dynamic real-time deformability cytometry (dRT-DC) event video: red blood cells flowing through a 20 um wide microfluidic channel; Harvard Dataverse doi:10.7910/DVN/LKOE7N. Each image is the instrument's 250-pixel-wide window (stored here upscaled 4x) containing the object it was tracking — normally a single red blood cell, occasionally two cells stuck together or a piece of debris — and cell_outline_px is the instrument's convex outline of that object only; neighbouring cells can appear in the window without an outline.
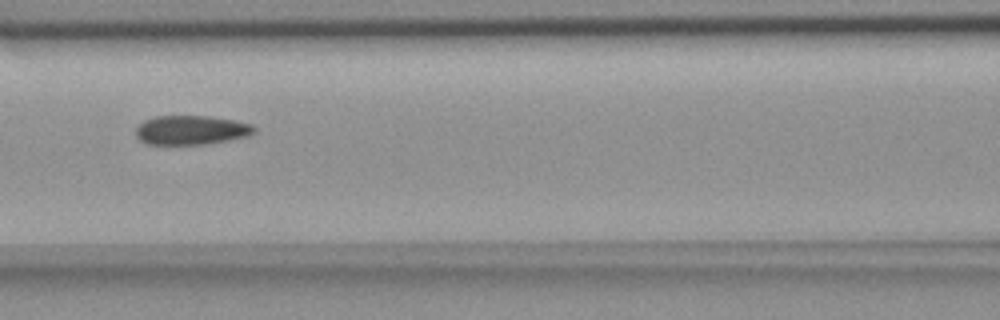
{"species": "common noctule bat (a hibernating species)", "species_latin": "Nyctalus noctula", "temperature_condition": "room temperature", "stored_images_in_passage": 7, "camera_frame_rate_fps": 3000, "um_per_image_px": 0.085, "animal": {"sex": "female", "body_mass_g": 18.4}, "frame": {"image": 1, "passage_image": 3, "time_ms": 2.333, "image_size_px": [1000, 320], "cell_outline_px": [[256, 132], [248, 136], [228, 140], [204, 144], [148, 144], [140, 140], [136, 136], [136, 128], [144, 120], [156, 116], [208, 116], [232, 120], [252, 124], [256, 128]], "centroid_in_image_um": [16.26, 11.05], "position_along_channel_um": 150.3, "area_um2": 20.06}}
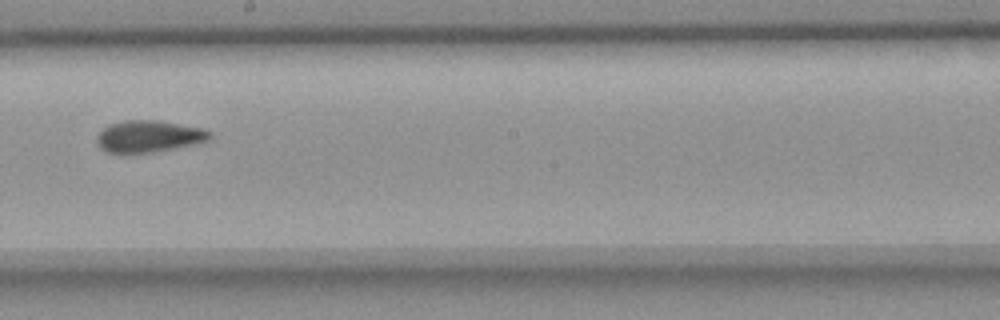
{"frame": {"image": 2, "passage_image": 5, "time_ms": 4.667, "image_size_px": [1000, 320], "cell_outline_px": [[212, 136], [208, 140], [192, 144], [152, 152], [104, 152], [100, 148], [96, 140], [96, 136], [108, 124], [124, 120], [156, 120], [200, 128], [212, 132]], "centroid_in_image_um": [12.6, 11.57], "position_along_channel_um": 235.6, "area_um2": 20.58}}
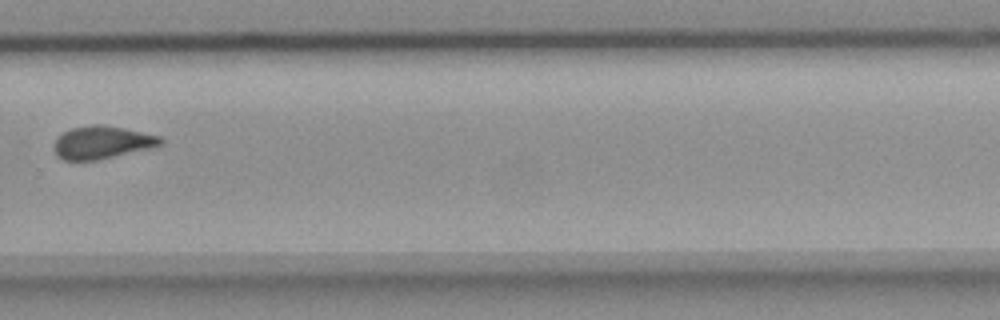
{"frame": {"image": 3, "passage_image": 7, "time_ms": 7.0, "image_size_px": [1000, 320], "cell_outline_px": [[164, 140], [156, 148], [96, 160], [64, 160], [52, 148], [56, 136], [72, 128], [92, 124], [104, 124], [124, 128], [160, 136]], "centroid_in_image_um": [8.7, 12.1], "position_along_channel_um": 321.1, "area_um2": 20.58}}